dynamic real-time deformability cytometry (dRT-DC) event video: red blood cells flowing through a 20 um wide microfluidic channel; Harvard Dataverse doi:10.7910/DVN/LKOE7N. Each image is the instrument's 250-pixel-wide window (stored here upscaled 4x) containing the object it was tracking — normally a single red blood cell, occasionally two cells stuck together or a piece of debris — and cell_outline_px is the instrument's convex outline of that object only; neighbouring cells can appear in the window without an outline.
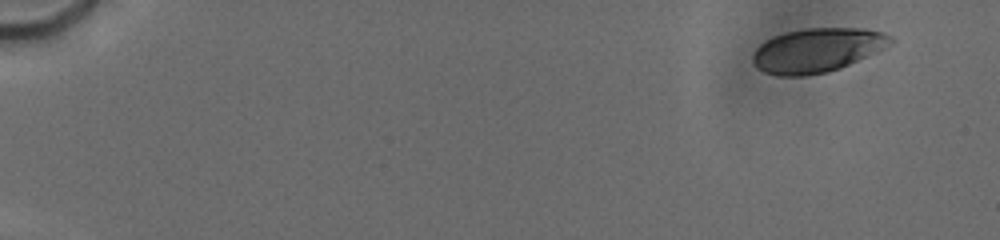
{"species": "human", "species_latin": "Homo sapiens", "temperature_condition": "cold", "stored_images_in_passage": 22, "camera_frame_rate_fps": 3000, "um_per_image_px": 0.085, "donor": {"sex": "male"}, "frame": {"image": 1, "passage_image": 9, "time_ms": 1.333, "image_size_px": [1000, 240], "cell_outline_px": [[896, 40], [884, 48], [840, 68], [828, 72], [804, 76], [780, 76], [764, 72], [756, 68], [752, 60], [752, 56], [756, 48], [760, 44], [776, 36], [788, 32], [808, 28], [864, 28], [884, 32], [892, 36]], "centroid_in_image_um": [69.47, 4.27], "position_along_channel_um": 15.5, "area_um2": 35.32}}